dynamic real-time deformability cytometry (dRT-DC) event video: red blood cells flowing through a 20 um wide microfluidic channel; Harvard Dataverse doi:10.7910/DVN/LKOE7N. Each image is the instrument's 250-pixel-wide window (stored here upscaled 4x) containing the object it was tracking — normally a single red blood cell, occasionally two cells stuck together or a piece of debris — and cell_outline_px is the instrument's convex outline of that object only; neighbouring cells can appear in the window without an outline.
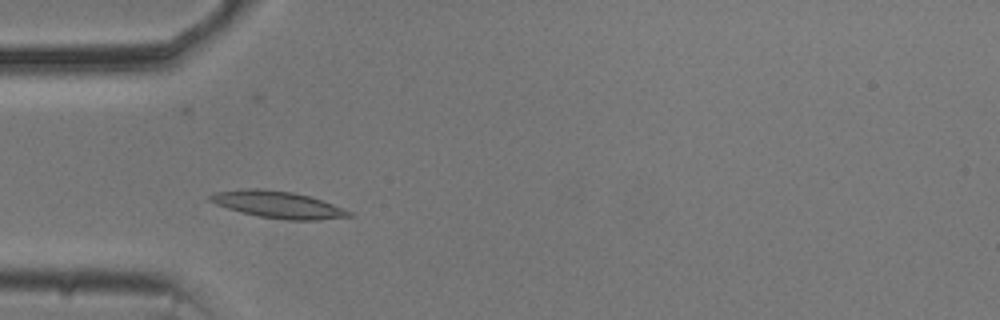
{"species": "common noctule bat (a hibernating species)", "species_latin": "Nyctalus noctula", "temperature_condition": "cold", "stored_images_in_passage": 44, "camera_frame_rate_fps": 3000, "um_per_image_px": 0.085, "animal": {"sex": "male", "body_mass_g": 20.5, "forearm_length_mm": 52.5}, "frame": {"image": 1, "passage_image": 6, "time_ms": 1.667, "image_size_px": [1000, 320], "cell_outline_px": [[352, 216], [320, 220], [288, 220], [256, 216], [240, 212], [216, 204], [208, 200], [208, 196], [216, 192], [252, 188], [264, 188], [292, 192], [308, 196], [332, 204], [352, 212]], "centroid_in_image_um": [23.61, 17.4], "position_along_channel_um": 61.4, "area_um2": 21.62}}
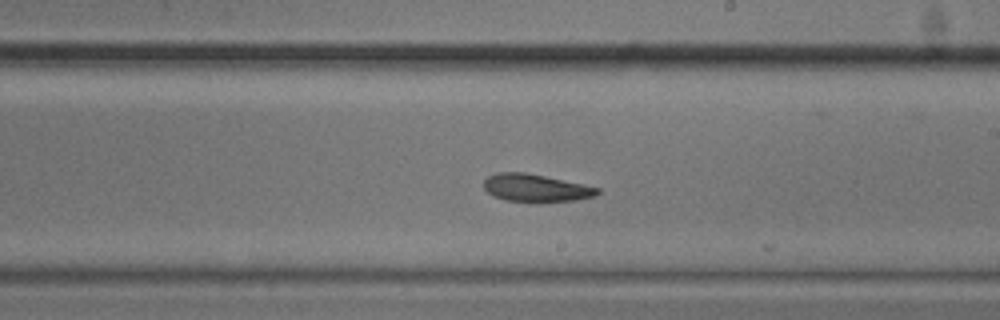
{"frame": {"image": 2, "passage_image": 21, "time_ms": 6.667, "image_size_px": [1000, 320], "cell_outline_px": [[600, 192], [596, 196], [576, 200], [536, 204], [504, 200], [492, 196], [484, 188], [484, 180], [488, 176], [496, 172], [524, 172], [584, 184], [600, 188]], "centroid_in_image_um": [45.55, 16.01], "position_along_channel_um": 243.5, "area_um2": 18.9}}
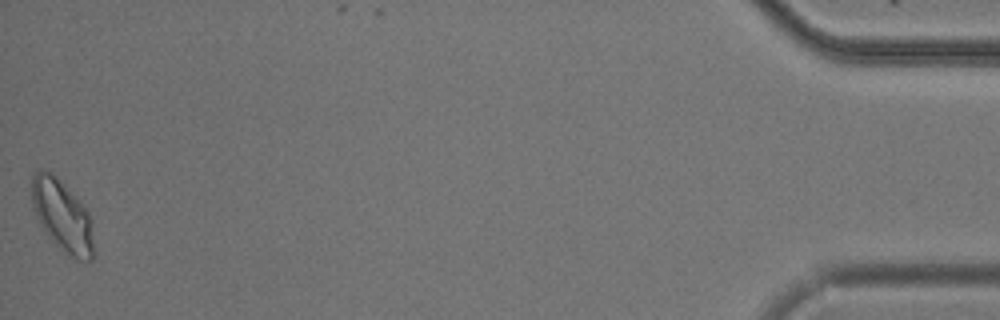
{"frame": {"image": 3, "passage_image": 44, "time_ms": 14.333, "image_size_px": [1000, 320], "cell_outline_px": [[96, 256], [92, 260], [76, 260], [64, 252], [48, 236], [40, 224], [32, 208], [32, 176], [36, 172], [44, 168], [48, 168], [80, 200], [88, 212], [92, 224]], "centroid_in_image_um": [5.33, 18.36], "position_along_channel_um": 429.9, "area_um2": 26.3}, "authors_computed_cell_mechanics": {"area_um2": 19.7098, "velocity_mm_per_s": 3.6671, "shape_relaxation_time_tau1_ms": 3.483, "shape_relaxation_time_tau2_ms": 4.6804, "deformation_change_tau1": 0.1032, "deformation_change_tau2": 0.1011}}